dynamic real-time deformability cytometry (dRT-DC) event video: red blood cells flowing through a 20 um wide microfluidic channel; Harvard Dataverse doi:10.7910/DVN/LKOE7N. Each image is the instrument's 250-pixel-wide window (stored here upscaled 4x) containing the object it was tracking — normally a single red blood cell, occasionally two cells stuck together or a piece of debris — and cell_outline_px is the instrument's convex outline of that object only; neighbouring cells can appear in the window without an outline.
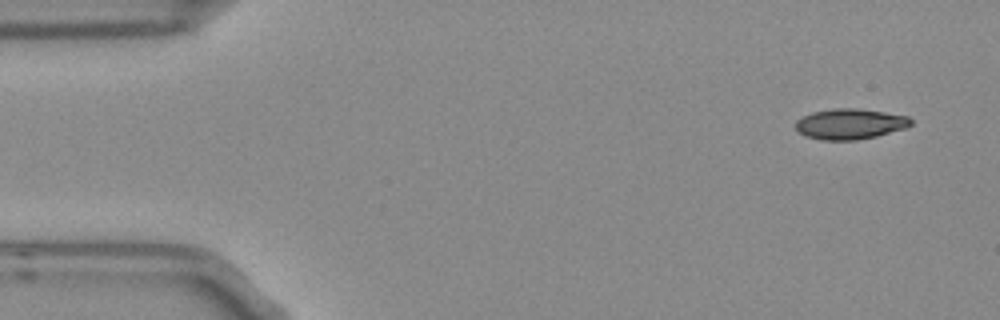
{"species": "Egyptian fruit bat (a non-hibernating species)", "species_latin": "Rousettus aegyptiacus", "temperature_condition": "room temperature", "stored_images_in_passage": 4, "camera_frame_rate_fps": 3000, "um_per_image_px": 0.085, "frame": {"image": 1, "passage_image": 1, "time_ms": 0.0, "image_size_px": [1000, 320], "cell_outline_px": [[912, 124], [904, 128], [876, 136], [856, 140], [820, 140], [804, 136], [796, 128], [796, 120], [812, 112], [836, 108], [856, 108], [884, 112], [908, 116], [912, 120]], "centroid_in_image_um": [72.24, 10.54], "position_along_channel_um": 12.8, "area_um2": 20.4}}
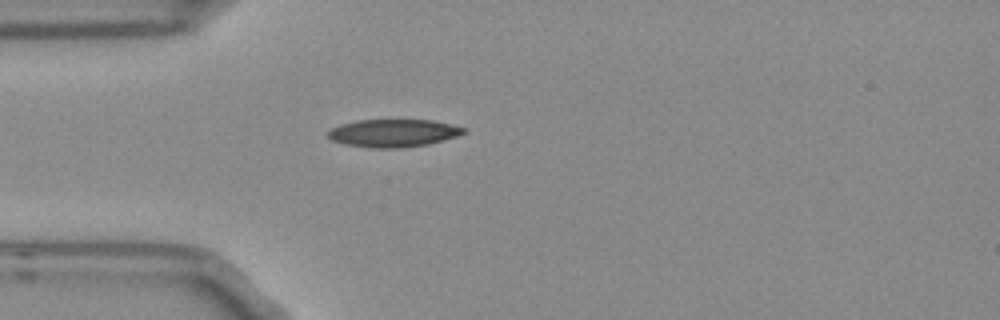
{"frame": {"image": 2, "passage_image": 4, "time_ms": 1.0, "image_size_px": [1000, 320], "cell_outline_px": [[464, 132], [456, 136], [428, 144], [400, 148], [372, 148], [344, 144], [332, 140], [328, 136], [328, 128], [340, 124], [356, 120], [432, 120], [464, 128]], "centroid_in_image_um": [33.34, 11.31], "position_along_channel_um": 51.7, "area_um2": 21.79}}